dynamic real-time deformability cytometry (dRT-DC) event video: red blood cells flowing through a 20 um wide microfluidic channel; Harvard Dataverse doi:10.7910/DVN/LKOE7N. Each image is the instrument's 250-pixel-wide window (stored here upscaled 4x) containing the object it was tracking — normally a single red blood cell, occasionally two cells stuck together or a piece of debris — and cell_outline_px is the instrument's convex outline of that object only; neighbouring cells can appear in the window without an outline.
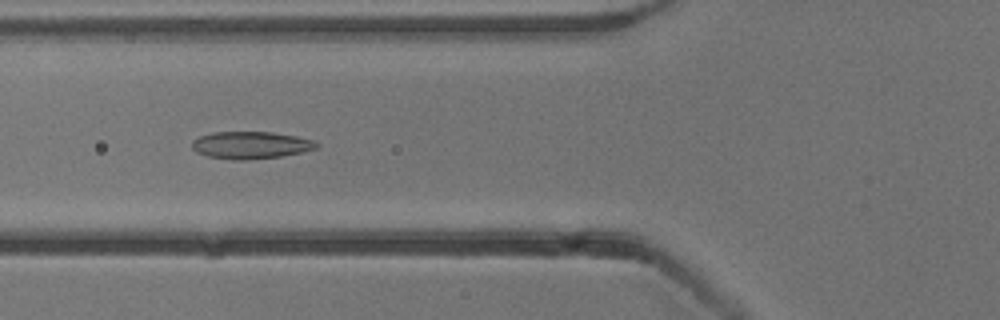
{"species": "common noctule bat (a hibernating species)", "species_latin": "Nyctalus noctula", "temperature_condition": "cold", "stored_images_in_passage": 53, "camera_frame_rate_fps": 3000, "um_per_image_px": 0.085, "animal": {"sex": "male", "body_mass_g": 13.3}, "frame": {"image": 1, "passage_image": 20, "time_ms": 6.333, "image_size_px": [1000, 320], "cell_outline_px": [[320, 144], [316, 148], [300, 152], [280, 156], [244, 160], [232, 160], [208, 156], [196, 152], [192, 148], [192, 140], [200, 136], [212, 132], [272, 132], [296, 136], [316, 140]], "centroid_in_image_um": [21.31, 12.33], "position_along_channel_um": 104.5, "area_um2": 19.77}}
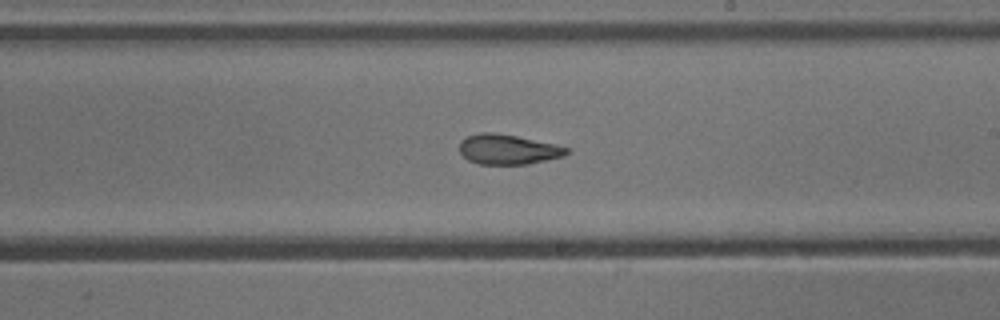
{"frame": {"image": 2, "passage_image": 31, "time_ms": 10.0, "image_size_px": [1000, 320], "cell_outline_px": [[568, 152], [564, 156], [528, 164], [480, 164], [468, 160], [460, 152], [460, 140], [468, 136], [480, 132], [492, 132], [516, 136], [556, 144], [568, 148]], "centroid_in_image_um": [43.17, 12.69], "position_along_channel_um": 245.8, "area_um2": 18.61}}
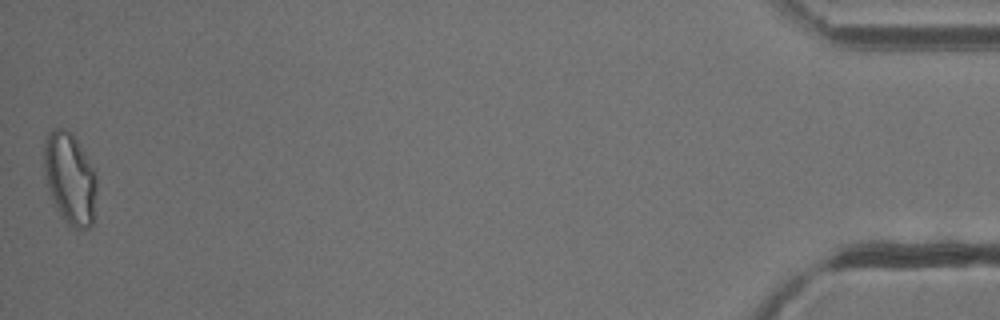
{"frame": {"image": 3, "passage_image": 53, "time_ms": 17.333, "image_size_px": [1000, 320], "cell_outline_px": [[96, 192], [92, 224], [88, 228], [76, 228], [68, 224], [60, 216], [52, 204], [44, 184], [44, 144], [52, 128], [64, 128], [72, 132], [96, 168]], "centroid_in_image_um": [5.93, 15.15], "position_along_channel_um": 429.3, "area_um2": 28.96}, "authors_computed_cell_mechanics": {"area_um2": 20.4612, "velocity_mm_per_s": 3.8527, "shape_relaxation_time_tau1_ms": 3.3755, "shape_relaxation_time_tau2_ms": 2.0618, "deformation_change_tau1": 0.1417, "deformation_change_tau2": 0.0996}}